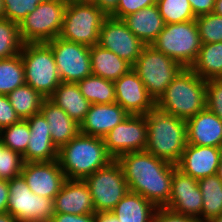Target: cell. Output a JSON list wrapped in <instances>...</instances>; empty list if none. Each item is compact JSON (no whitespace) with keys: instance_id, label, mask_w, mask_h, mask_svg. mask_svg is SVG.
Returning <instances> with one entry per match:
<instances>
[{"instance_id":"1","label":"cell","mask_w":222,"mask_h":222,"mask_svg":"<svg viewBox=\"0 0 222 222\" xmlns=\"http://www.w3.org/2000/svg\"><path fill=\"white\" fill-rule=\"evenodd\" d=\"M116 160L123 169L129 191L140 194L157 208L168 204L176 165L147 151L127 152Z\"/></svg>"},{"instance_id":"2","label":"cell","mask_w":222,"mask_h":222,"mask_svg":"<svg viewBox=\"0 0 222 222\" xmlns=\"http://www.w3.org/2000/svg\"><path fill=\"white\" fill-rule=\"evenodd\" d=\"M145 117L148 133L145 151L177 165L188 144L186 120L163 112L156 106Z\"/></svg>"},{"instance_id":"3","label":"cell","mask_w":222,"mask_h":222,"mask_svg":"<svg viewBox=\"0 0 222 222\" xmlns=\"http://www.w3.org/2000/svg\"><path fill=\"white\" fill-rule=\"evenodd\" d=\"M57 160L66 179L84 180L114 158L107 152L103 138L80 132L58 150Z\"/></svg>"},{"instance_id":"4","label":"cell","mask_w":222,"mask_h":222,"mask_svg":"<svg viewBox=\"0 0 222 222\" xmlns=\"http://www.w3.org/2000/svg\"><path fill=\"white\" fill-rule=\"evenodd\" d=\"M163 112L189 119L206 108V80L190 68H182L156 101Z\"/></svg>"},{"instance_id":"5","label":"cell","mask_w":222,"mask_h":222,"mask_svg":"<svg viewBox=\"0 0 222 222\" xmlns=\"http://www.w3.org/2000/svg\"><path fill=\"white\" fill-rule=\"evenodd\" d=\"M107 17L93 2L67 1L59 37L92 47L98 44L99 32Z\"/></svg>"},{"instance_id":"6","label":"cell","mask_w":222,"mask_h":222,"mask_svg":"<svg viewBox=\"0 0 222 222\" xmlns=\"http://www.w3.org/2000/svg\"><path fill=\"white\" fill-rule=\"evenodd\" d=\"M20 54L25 83L49 98L61 83L51 47L46 42L24 43Z\"/></svg>"},{"instance_id":"7","label":"cell","mask_w":222,"mask_h":222,"mask_svg":"<svg viewBox=\"0 0 222 222\" xmlns=\"http://www.w3.org/2000/svg\"><path fill=\"white\" fill-rule=\"evenodd\" d=\"M151 45L177 61L183 68H190L201 47L196 21L165 24Z\"/></svg>"},{"instance_id":"8","label":"cell","mask_w":222,"mask_h":222,"mask_svg":"<svg viewBox=\"0 0 222 222\" xmlns=\"http://www.w3.org/2000/svg\"><path fill=\"white\" fill-rule=\"evenodd\" d=\"M182 68L177 61L158 51L152 45H145L132 65V69L137 73L155 102Z\"/></svg>"},{"instance_id":"9","label":"cell","mask_w":222,"mask_h":222,"mask_svg":"<svg viewBox=\"0 0 222 222\" xmlns=\"http://www.w3.org/2000/svg\"><path fill=\"white\" fill-rule=\"evenodd\" d=\"M66 0H46L38 4L19 24L23 43L54 40L61 33Z\"/></svg>"},{"instance_id":"10","label":"cell","mask_w":222,"mask_h":222,"mask_svg":"<svg viewBox=\"0 0 222 222\" xmlns=\"http://www.w3.org/2000/svg\"><path fill=\"white\" fill-rule=\"evenodd\" d=\"M84 182L91 193L95 212L112 211L129 192L123 169L116 159L86 177Z\"/></svg>"},{"instance_id":"11","label":"cell","mask_w":222,"mask_h":222,"mask_svg":"<svg viewBox=\"0 0 222 222\" xmlns=\"http://www.w3.org/2000/svg\"><path fill=\"white\" fill-rule=\"evenodd\" d=\"M7 212L18 222H49L54 212L53 199L34 194L20 175L8 181Z\"/></svg>"},{"instance_id":"12","label":"cell","mask_w":222,"mask_h":222,"mask_svg":"<svg viewBox=\"0 0 222 222\" xmlns=\"http://www.w3.org/2000/svg\"><path fill=\"white\" fill-rule=\"evenodd\" d=\"M46 43L54 54L61 82L78 83L92 75L89 46L59 36Z\"/></svg>"},{"instance_id":"13","label":"cell","mask_w":222,"mask_h":222,"mask_svg":"<svg viewBox=\"0 0 222 222\" xmlns=\"http://www.w3.org/2000/svg\"><path fill=\"white\" fill-rule=\"evenodd\" d=\"M147 135L145 115L129 114L104 137V142L107 152L117 159L127 152L145 151Z\"/></svg>"},{"instance_id":"14","label":"cell","mask_w":222,"mask_h":222,"mask_svg":"<svg viewBox=\"0 0 222 222\" xmlns=\"http://www.w3.org/2000/svg\"><path fill=\"white\" fill-rule=\"evenodd\" d=\"M98 45L133 65L146 44L122 20L108 16L100 29Z\"/></svg>"},{"instance_id":"15","label":"cell","mask_w":222,"mask_h":222,"mask_svg":"<svg viewBox=\"0 0 222 222\" xmlns=\"http://www.w3.org/2000/svg\"><path fill=\"white\" fill-rule=\"evenodd\" d=\"M202 202L198 180L176 168L173 172L171 195L165 208L201 222Z\"/></svg>"},{"instance_id":"16","label":"cell","mask_w":222,"mask_h":222,"mask_svg":"<svg viewBox=\"0 0 222 222\" xmlns=\"http://www.w3.org/2000/svg\"><path fill=\"white\" fill-rule=\"evenodd\" d=\"M20 175L31 192L53 200L66 180L58 160L24 163Z\"/></svg>"},{"instance_id":"17","label":"cell","mask_w":222,"mask_h":222,"mask_svg":"<svg viewBox=\"0 0 222 222\" xmlns=\"http://www.w3.org/2000/svg\"><path fill=\"white\" fill-rule=\"evenodd\" d=\"M114 85L116 103L128 114L146 115L156 106V102L132 68L115 80Z\"/></svg>"},{"instance_id":"18","label":"cell","mask_w":222,"mask_h":222,"mask_svg":"<svg viewBox=\"0 0 222 222\" xmlns=\"http://www.w3.org/2000/svg\"><path fill=\"white\" fill-rule=\"evenodd\" d=\"M221 159L219 147H204L187 144L176 165L182 173L200 180L217 174Z\"/></svg>"},{"instance_id":"19","label":"cell","mask_w":222,"mask_h":222,"mask_svg":"<svg viewBox=\"0 0 222 222\" xmlns=\"http://www.w3.org/2000/svg\"><path fill=\"white\" fill-rule=\"evenodd\" d=\"M30 128V140L22 156L24 163L49 162L58 159V149L51 140L49 124L40 112L26 119Z\"/></svg>"},{"instance_id":"20","label":"cell","mask_w":222,"mask_h":222,"mask_svg":"<svg viewBox=\"0 0 222 222\" xmlns=\"http://www.w3.org/2000/svg\"><path fill=\"white\" fill-rule=\"evenodd\" d=\"M54 212L62 214H94L91 193L84 180L66 179L55 196Z\"/></svg>"},{"instance_id":"21","label":"cell","mask_w":222,"mask_h":222,"mask_svg":"<svg viewBox=\"0 0 222 222\" xmlns=\"http://www.w3.org/2000/svg\"><path fill=\"white\" fill-rule=\"evenodd\" d=\"M128 115L116 102L112 104H91L84 120L80 123V132L104 139Z\"/></svg>"},{"instance_id":"22","label":"cell","mask_w":222,"mask_h":222,"mask_svg":"<svg viewBox=\"0 0 222 222\" xmlns=\"http://www.w3.org/2000/svg\"><path fill=\"white\" fill-rule=\"evenodd\" d=\"M188 144L219 147L222 144V121L207 107L186 120Z\"/></svg>"},{"instance_id":"23","label":"cell","mask_w":222,"mask_h":222,"mask_svg":"<svg viewBox=\"0 0 222 222\" xmlns=\"http://www.w3.org/2000/svg\"><path fill=\"white\" fill-rule=\"evenodd\" d=\"M40 112L49 124L51 140L58 150L80 133V125L49 98L44 99Z\"/></svg>"},{"instance_id":"24","label":"cell","mask_w":222,"mask_h":222,"mask_svg":"<svg viewBox=\"0 0 222 222\" xmlns=\"http://www.w3.org/2000/svg\"><path fill=\"white\" fill-rule=\"evenodd\" d=\"M122 21L146 45H151L165 26L156 4L126 16Z\"/></svg>"},{"instance_id":"25","label":"cell","mask_w":222,"mask_h":222,"mask_svg":"<svg viewBox=\"0 0 222 222\" xmlns=\"http://www.w3.org/2000/svg\"><path fill=\"white\" fill-rule=\"evenodd\" d=\"M49 99L79 125L91 106V103L81 94L77 83L61 82Z\"/></svg>"},{"instance_id":"26","label":"cell","mask_w":222,"mask_h":222,"mask_svg":"<svg viewBox=\"0 0 222 222\" xmlns=\"http://www.w3.org/2000/svg\"><path fill=\"white\" fill-rule=\"evenodd\" d=\"M92 75L115 81L127 73L132 65L98 44L90 47Z\"/></svg>"},{"instance_id":"27","label":"cell","mask_w":222,"mask_h":222,"mask_svg":"<svg viewBox=\"0 0 222 222\" xmlns=\"http://www.w3.org/2000/svg\"><path fill=\"white\" fill-rule=\"evenodd\" d=\"M157 207L138 193L129 191L112 212L119 222H151Z\"/></svg>"},{"instance_id":"28","label":"cell","mask_w":222,"mask_h":222,"mask_svg":"<svg viewBox=\"0 0 222 222\" xmlns=\"http://www.w3.org/2000/svg\"><path fill=\"white\" fill-rule=\"evenodd\" d=\"M190 69L204 80L222 79V41L201 44L198 56Z\"/></svg>"},{"instance_id":"29","label":"cell","mask_w":222,"mask_h":222,"mask_svg":"<svg viewBox=\"0 0 222 222\" xmlns=\"http://www.w3.org/2000/svg\"><path fill=\"white\" fill-rule=\"evenodd\" d=\"M202 193L201 222L222 215V181L217 174L198 180Z\"/></svg>"},{"instance_id":"30","label":"cell","mask_w":222,"mask_h":222,"mask_svg":"<svg viewBox=\"0 0 222 222\" xmlns=\"http://www.w3.org/2000/svg\"><path fill=\"white\" fill-rule=\"evenodd\" d=\"M7 96L11 106L22 120L40 113L42 103L45 99L39 92L26 83L14 89Z\"/></svg>"},{"instance_id":"31","label":"cell","mask_w":222,"mask_h":222,"mask_svg":"<svg viewBox=\"0 0 222 222\" xmlns=\"http://www.w3.org/2000/svg\"><path fill=\"white\" fill-rule=\"evenodd\" d=\"M77 84L81 94L91 104H112L116 102L114 81L90 75Z\"/></svg>"},{"instance_id":"32","label":"cell","mask_w":222,"mask_h":222,"mask_svg":"<svg viewBox=\"0 0 222 222\" xmlns=\"http://www.w3.org/2000/svg\"><path fill=\"white\" fill-rule=\"evenodd\" d=\"M25 84L24 65L21 54L0 59V94L8 95Z\"/></svg>"},{"instance_id":"33","label":"cell","mask_w":222,"mask_h":222,"mask_svg":"<svg viewBox=\"0 0 222 222\" xmlns=\"http://www.w3.org/2000/svg\"><path fill=\"white\" fill-rule=\"evenodd\" d=\"M19 25L6 18L0 19V59L14 57L22 50Z\"/></svg>"},{"instance_id":"34","label":"cell","mask_w":222,"mask_h":222,"mask_svg":"<svg viewBox=\"0 0 222 222\" xmlns=\"http://www.w3.org/2000/svg\"><path fill=\"white\" fill-rule=\"evenodd\" d=\"M30 135L29 124L27 120L22 119L19 122L0 130V139L2 143L11 150L19 153L21 156L25 154Z\"/></svg>"},{"instance_id":"35","label":"cell","mask_w":222,"mask_h":222,"mask_svg":"<svg viewBox=\"0 0 222 222\" xmlns=\"http://www.w3.org/2000/svg\"><path fill=\"white\" fill-rule=\"evenodd\" d=\"M156 5L165 24L182 23L196 19L188 0H157Z\"/></svg>"},{"instance_id":"36","label":"cell","mask_w":222,"mask_h":222,"mask_svg":"<svg viewBox=\"0 0 222 222\" xmlns=\"http://www.w3.org/2000/svg\"><path fill=\"white\" fill-rule=\"evenodd\" d=\"M201 44L222 41V16L209 13L195 19Z\"/></svg>"},{"instance_id":"37","label":"cell","mask_w":222,"mask_h":222,"mask_svg":"<svg viewBox=\"0 0 222 222\" xmlns=\"http://www.w3.org/2000/svg\"><path fill=\"white\" fill-rule=\"evenodd\" d=\"M23 164L22 156L6 147L0 139V179L9 181L20 176Z\"/></svg>"},{"instance_id":"38","label":"cell","mask_w":222,"mask_h":222,"mask_svg":"<svg viewBox=\"0 0 222 222\" xmlns=\"http://www.w3.org/2000/svg\"><path fill=\"white\" fill-rule=\"evenodd\" d=\"M43 1L46 0H4L5 18L19 25Z\"/></svg>"},{"instance_id":"39","label":"cell","mask_w":222,"mask_h":222,"mask_svg":"<svg viewBox=\"0 0 222 222\" xmlns=\"http://www.w3.org/2000/svg\"><path fill=\"white\" fill-rule=\"evenodd\" d=\"M206 107L222 121V79L206 80Z\"/></svg>"},{"instance_id":"40","label":"cell","mask_w":222,"mask_h":222,"mask_svg":"<svg viewBox=\"0 0 222 222\" xmlns=\"http://www.w3.org/2000/svg\"><path fill=\"white\" fill-rule=\"evenodd\" d=\"M157 0H119L117 9L110 15L122 20L124 17L136 13L140 9L156 4Z\"/></svg>"},{"instance_id":"41","label":"cell","mask_w":222,"mask_h":222,"mask_svg":"<svg viewBox=\"0 0 222 222\" xmlns=\"http://www.w3.org/2000/svg\"><path fill=\"white\" fill-rule=\"evenodd\" d=\"M20 120L21 119L10 104L8 96L0 94V130Z\"/></svg>"},{"instance_id":"42","label":"cell","mask_w":222,"mask_h":222,"mask_svg":"<svg viewBox=\"0 0 222 222\" xmlns=\"http://www.w3.org/2000/svg\"><path fill=\"white\" fill-rule=\"evenodd\" d=\"M151 222H200V221L190 216L178 214L165 207H160L157 208V210L155 211Z\"/></svg>"},{"instance_id":"43","label":"cell","mask_w":222,"mask_h":222,"mask_svg":"<svg viewBox=\"0 0 222 222\" xmlns=\"http://www.w3.org/2000/svg\"><path fill=\"white\" fill-rule=\"evenodd\" d=\"M195 17L213 13L215 0H188Z\"/></svg>"},{"instance_id":"44","label":"cell","mask_w":222,"mask_h":222,"mask_svg":"<svg viewBox=\"0 0 222 222\" xmlns=\"http://www.w3.org/2000/svg\"><path fill=\"white\" fill-rule=\"evenodd\" d=\"M49 222H95V221H94V214L74 215L67 213L66 214L55 213Z\"/></svg>"},{"instance_id":"45","label":"cell","mask_w":222,"mask_h":222,"mask_svg":"<svg viewBox=\"0 0 222 222\" xmlns=\"http://www.w3.org/2000/svg\"><path fill=\"white\" fill-rule=\"evenodd\" d=\"M9 198L8 181L0 179V214L7 212Z\"/></svg>"},{"instance_id":"46","label":"cell","mask_w":222,"mask_h":222,"mask_svg":"<svg viewBox=\"0 0 222 222\" xmlns=\"http://www.w3.org/2000/svg\"><path fill=\"white\" fill-rule=\"evenodd\" d=\"M119 0H94L97 5L107 16H110L118 6Z\"/></svg>"},{"instance_id":"47","label":"cell","mask_w":222,"mask_h":222,"mask_svg":"<svg viewBox=\"0 0 222 222\" xmlns=\"http://www.w3.org/2000/svg\"><path fill=\"white\" fill-rule=\"evenodd\" d=\"M94 221L95 222H119L118 218L112 211L95 212Z\"/></svg>"},{"instance_id":"48","label":"cell","mask_w":222,"mask_h":222,"mask_svg":"<svg viewBox=\"0 0 222 222\" xmlns=\"http://www.w3.org/2000/svg\"><path fill=\"white\" fill-rule=\"evenodd\" d=\"M0 222H18V220L9 212H4L0 214Z\"/></svg>"},{"instance_id":"49","label":"cell","mask_w":222,"mask_h":222,"mask_svg":"<svg viewBox=\"0 0 222 222\" xmlns=\"http://www.w3.org/2000/svg\"><path fill=\"white\" fill-rule=\"evenodd\" d=\"M213 13L222 16V0H215Z\"/></svg>"},{"instance_id":"50","label":"cell","mask_w":222,"mask_h":222,"mask_svg":"<svg viewBox=\"0 0 222 222\" xmlns=\"http://www.w3.org/2000/svg\"><path fill=\"white\" fill-rule=\"evenodd\" d=\"M5 18L4 0H0V19Z\"/></svg>"},{"instance_id":"51","label":"cell","mask_w":222,"mask_h":222,"mask_svg":"<svg viewBox=\"0 0 222 222\" xmlns=\"http://www.w3.org/2000/svg\"><path fill=\"white\" fill-rule=\"evenodd\" d=\"M217 176L222 181V158L220 159L219 166L217 169Z\"/></svg>"},{"instance_id":"52","label":"cell","mask_w":222,"mask_h":222,"mask_svg":"<svg viewBox=\"0 0 222 222\" xmlns=\"http://www.w3.org/2000/svg\"><path fill=\"white\" fill-rule=\"evenodd\" d=\"M203 222H222V215H219L217 217H213V218L205 220Z\"/></svg>"},{"instance_id":"53","label":"cell","mask_w":222,"mask_h":222,"mask_svg":"<svg viewBox=\"0 0 222 222\" xmlns=\"http://www.w3.org/2000/svg\"><path fill=\"white\" fill-rule=\"evenodd\" d=\"M220 150H221V158H222V144H221V146H220Z\"/></svg>"},{"instance_id":"54","label":"cell","mask_w":222,"mask_h":222,"mask_svg":"<svg viewBox=\"0 0 222 222\" xmlns=\"http://www.w3.org/2000/svg\"><path fill=\"white\" fill-rule=\"evenodd\" d=\"M83 1L93 2L94 0H83Z\"/></svg>"}]
</instances>
